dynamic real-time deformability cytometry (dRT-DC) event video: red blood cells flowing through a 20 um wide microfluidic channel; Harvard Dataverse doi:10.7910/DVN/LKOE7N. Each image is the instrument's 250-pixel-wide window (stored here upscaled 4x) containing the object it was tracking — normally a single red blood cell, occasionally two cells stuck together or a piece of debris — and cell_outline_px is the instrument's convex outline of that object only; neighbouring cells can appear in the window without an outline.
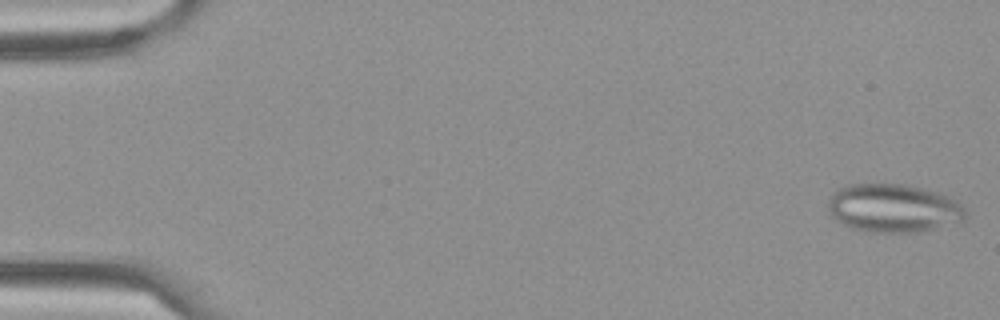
{"species": "Egyptian fruit bat (a non-hibernating species)", "species_latin": "Rousettus aegyptiacus", "temperature_condition": "cold", "stored_images_in_passage": 60, "camera_frame_rate_fps": 3000, "um_per_image_px": 0.085, "frame": {"image": 1, "passage_image": 2, "time_ms": 0.333, "image_size_px": [1000, 320], "cell_outline_px": [[964, 220], [960, 224], [916, 232], [872, 232], [852, 228], [844, 224], [832, 216], [828, 212], [828, 200], [832, 192], [844, 184], [904, 184], [924, 188], [948, 196], [956, 200], [964, 208]], "centroid_in_image_um": [75.94, 17.69], "position_along_channel_um": 9.1, "area_um2": 39.07}}
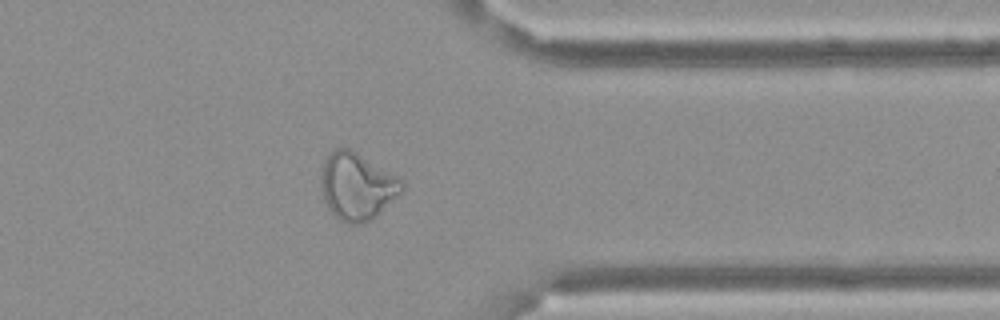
{"frame": {"image": 2, "passage_image": 48, "time_ms": 15.667, "image_size_px": [1000, 320], "cell_outline_px": [[404, 188], [376, 216], [364, 224], [348, 224], [340, 220], [332, 212], [324, 200], [320, 180], [324, 160], [332, 148], [348, 148], [356, 152], [404, 180]], "centroid_in_image_um": [30.33, 15.83], "position_along_channel_um": 381.1, "area_um2": 31.39}}
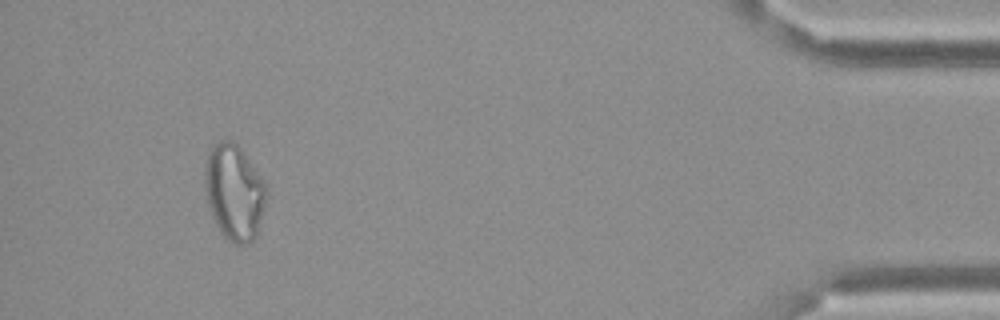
{"frame": {"image": 3, "passage_image": 56, "time_ms": 18.333, "image_size_px": [1000, 320], "cell_outline_px": [[268, 192], [256, 236], [248, 244], [236, 244], [228, 240], [220, 232], [208, 208], [204, 188], [204, 172], [208, 152], [220, 140], [232, 140], [240, 148], [264, 180], [268, 188]], "centroid_in_image_um": [19.9, 16.35], "position_along_channel_um": 415.3, "area_um2": 34.45}}